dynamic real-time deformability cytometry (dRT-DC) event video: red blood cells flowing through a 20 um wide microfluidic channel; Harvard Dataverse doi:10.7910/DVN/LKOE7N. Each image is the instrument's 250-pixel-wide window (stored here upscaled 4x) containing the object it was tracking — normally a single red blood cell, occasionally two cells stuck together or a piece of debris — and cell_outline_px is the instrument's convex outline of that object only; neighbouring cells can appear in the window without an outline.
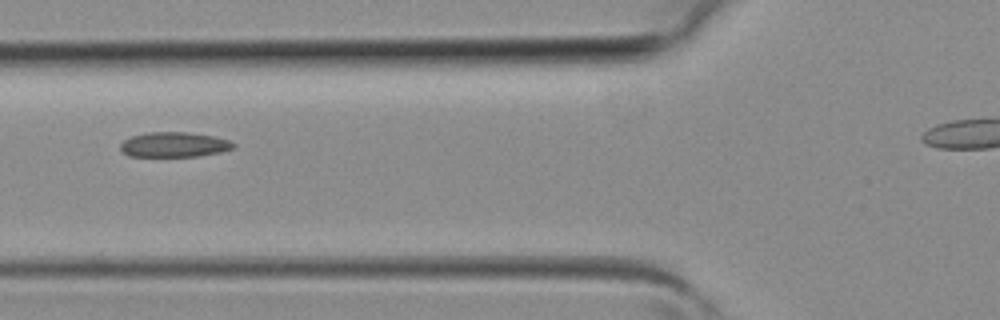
{"species": "common noctule bat (a hibernating species)", "species_latin": "Nyctalus noctula", "temperature_condition": "room temperature", "stored_images_in_passage": 8, "camera_frame_rate_fps": 3000, "um_per_image_px": 0.085, "animal": {"sex": "female", "body_mass_g": 19.3, "forearm_length_mm": 54.1}, "frame": {"image": 1, "passage_image": 5, "time_ms": 1.333, "image_size_px": [1000, 320], "cell_outline_px": [[236, 144], [232, 148], [220, 152], [200, 156], [128, 156], [120, 148], [120, 144], [124, 140], [132, 136], [148, 132], [188, 132], [212, 136], [228, 140]], "centroid_in_image_um": [14.79, 12.29], "position_along_channel_um": 111.0, "area_um2": 16.3}}